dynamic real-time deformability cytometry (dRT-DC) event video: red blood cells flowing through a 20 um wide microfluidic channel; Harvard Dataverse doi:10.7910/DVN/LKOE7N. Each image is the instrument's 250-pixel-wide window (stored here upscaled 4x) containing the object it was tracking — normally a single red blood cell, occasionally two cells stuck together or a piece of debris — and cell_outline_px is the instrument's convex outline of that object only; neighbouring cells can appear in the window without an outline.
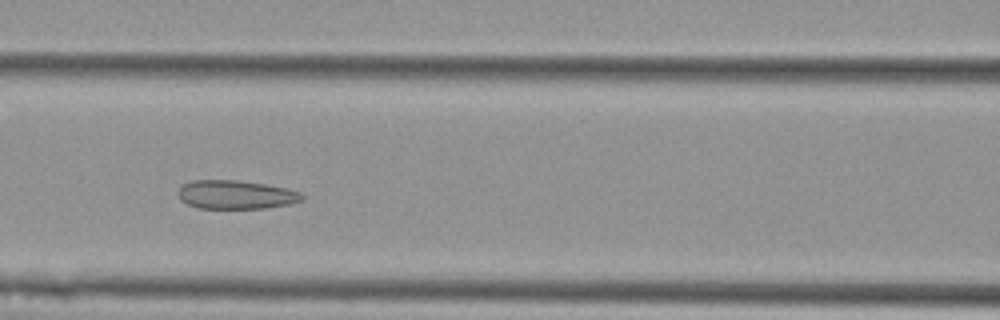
{"species": "Egyptian fruit bat (a non-hibernating species)", "species_latin": "Rousettus aegyptiacus", "temperature_condition": "cold", "stored_images_in_passage": 9, "camera_frame_rate_fps": 3000, "um_per_image_px": 0.085, "animal": {"sex": "female"}, "frame": {"image": 1, "passage_image": 6, "time_ms": 5.667, "image_size_px": [1000, 320], "cell_outline_px": [[304, 200], [288, 204], [264, 208], [196, 208], [180, 200], [176, 192], [184, 184], [192, 180], [236, 180], [264, 184], [288, 188], [300, 192], [304, 196]], "centroid_in_image_um": [20.03, 16.54], "position_along_channel_um": 146.6, "area_um2": 20.75}}
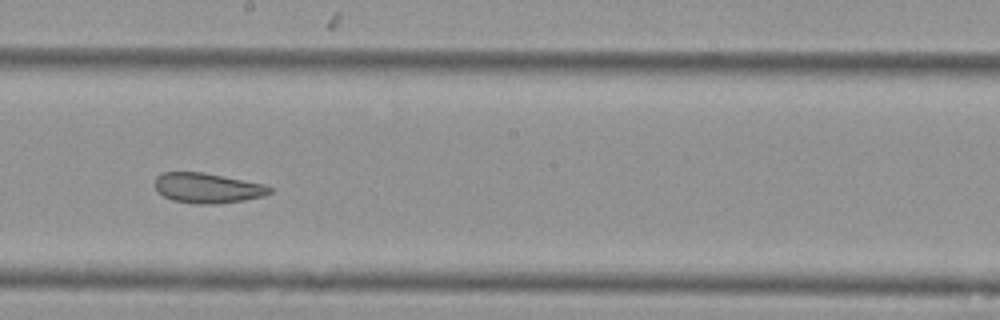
{"frame": {"image": 2, "passage_image": 8, "time_ms": 8.0, "image_size_px": [1000, 320], "cell_outline_px": [[272, 192], [264, 196], [244, 200], [216, 204], [196, 204], [172, 200], [164, 196], [156, 188], [156, 176], [164, 172], [204, 172], [264, 184], [272, 188]], "centroid_in_image_um": [17.66, 15.98], "position_along_channel_um": 230.5, "area_um2": 20.06}}
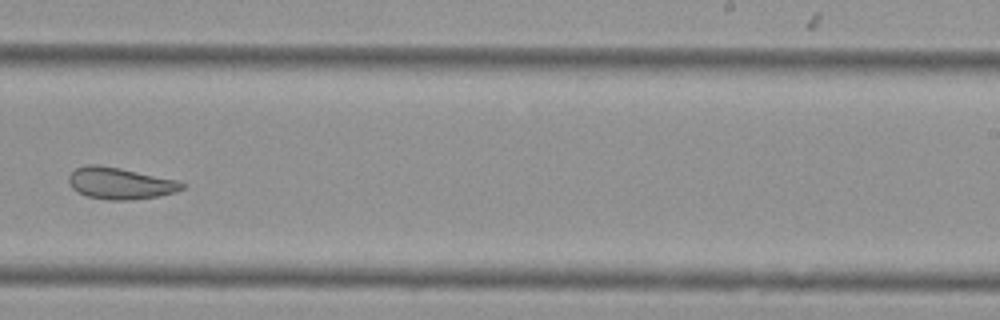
{"frame": {"image": 3, "passage_image": 9, "time_ms": 9.333, "image_size_px": [1000, 320], "cell_outline_px": [[184, 188], [176, 192], [156, 196], [128, 200], [108, 200], [88, 196], [72, 188], [68, 180], [68, 176], [76, 168], [88, 164], [96, 164], [120, 168], [176, 180], [184, 184]], "centroid_in_image_um": [10.19, 15.57], "position_along_channel_um": 278.8, "area_um2": 20.58}}